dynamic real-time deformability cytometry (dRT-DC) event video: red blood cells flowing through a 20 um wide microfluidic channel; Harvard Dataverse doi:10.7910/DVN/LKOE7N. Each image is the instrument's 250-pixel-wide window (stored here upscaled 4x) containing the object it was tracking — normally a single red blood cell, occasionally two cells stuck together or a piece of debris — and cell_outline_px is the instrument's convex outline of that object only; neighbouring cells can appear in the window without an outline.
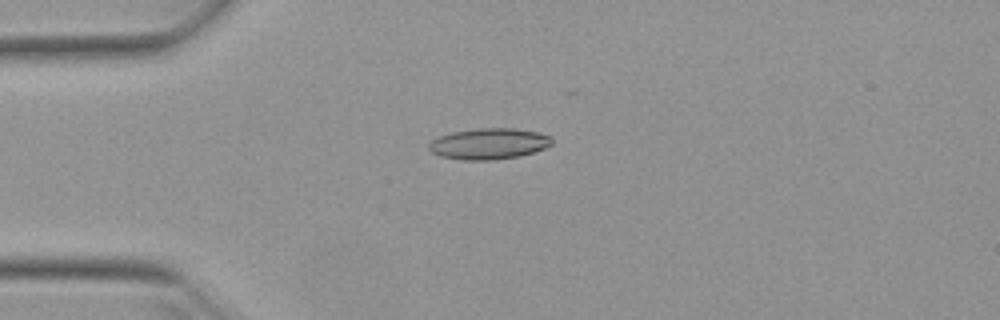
{"species": "Egyptian fruit bat (a non-hibernating species)", "species_latin": "Rousettus aegyptiacus", "temperature_condition": "warm", "stored_images_in_passage": 34, "camera_frame_rate_fps": 3000, "um_per_image_px": 0.085, "animal": {"sex": "female"}, "frame": {"image": 1, "passage_image": 7, "time_ms": 2.0, "image_size_px": [1000, 320], "cell_outline_px": [[552, 144], [544, 148], [520, 156], [492, 160], [464, 160], [440, 156], [432, 152], [428, 148], [428, 144], [432, 140], [440, 136], [452, 132], [476, 128], [516, 128], [536, 132], [552, 136]], "centroid_in_image_um": [41.55, 12.21], "position_along_channel_um": 43.4, "area_um2": 22.25}}
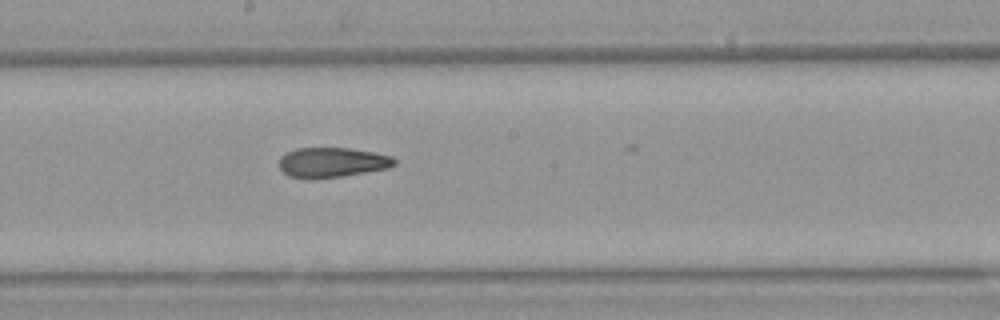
{"frame": {"image": 2, "passage_image": 22, "time_ms": 7.0, "image_size_px": [1000, 320], "cell_outline_px": [[396, 164], [388, 168], [340, 176], [312, 180], [304, 180], [288, 176], [280, 168], [280, 156], [296, 148], [348, 148], [372, 152], [392, 156], [396, 160]], "centroid_in_image_um": [28.19, 13.82], "position_along_channel_um": 220.0, "area_um2": 20.17}}
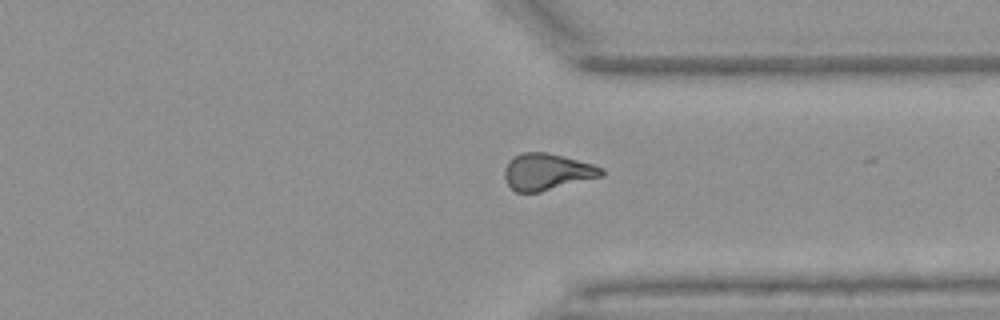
{"frame": {"image": 3, "passage_image": 33, "time_ms": 10.667, "image_size_px": [1000, 320], "cell_outline_px": [[604, 176], [540, 192], [516, 192], [508, 184], [504, 176], [504, 168], [508, 160], [512, 156], [520, 152], [544, 152], [564, 156], [592, 164], [604, 168]], "centroid_in_image_um": [46.49, 14.59], "position_along_channel_um": 364.9, "area_um2": 20.87}}